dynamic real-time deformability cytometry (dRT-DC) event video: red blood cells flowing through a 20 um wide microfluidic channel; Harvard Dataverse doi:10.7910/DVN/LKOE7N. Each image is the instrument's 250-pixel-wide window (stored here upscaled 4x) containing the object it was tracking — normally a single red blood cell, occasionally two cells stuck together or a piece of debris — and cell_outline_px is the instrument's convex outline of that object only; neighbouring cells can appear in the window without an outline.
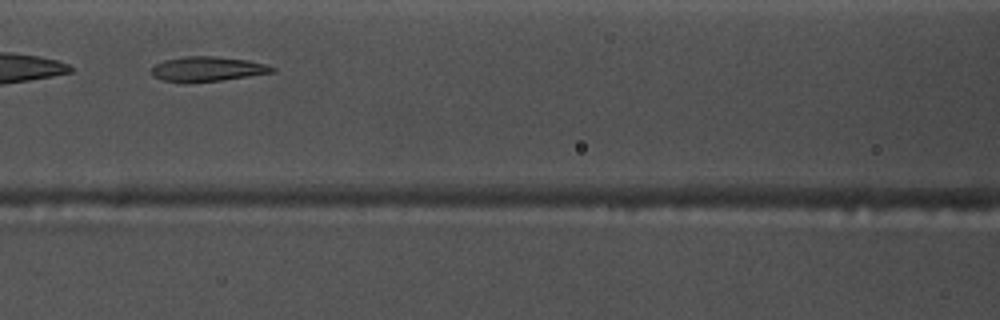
{"species": "common noctule bat (a hibernating species)", "species_latin": "Nyctalus noctula", "temperature_condition": "warm", "stored_images_in_passage": 28, "camera_frame_rate_fps": 3000, "um_per_image_px": 0.085, "animal": {"sex": "male", "body_mass_g": 17.5, "forearm_length_mm": 52.3}, "frame": {"image": 1, "passage_image": 9, "time_ms": 2.667, "image_size_px": [1000, 320], "cell_outline_px": [[276, 72], [220, 80], [164, 80], [152, 76], [152, 68], [156, 64], [164, 60], [188, 56], [216, 56], [248, 60], [268, 64], [276, 68]], "centroid_in_image_um": [17.72, 5.82], "position_along_channel_um": 148.9, "area_um2": 16.82}}
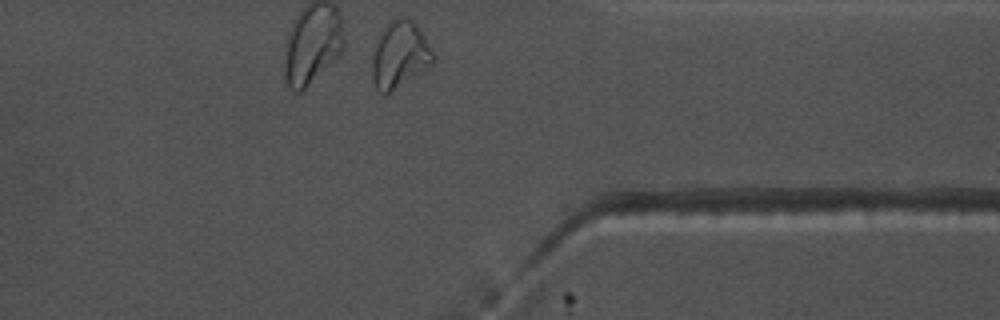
{"frame": {"image": 2, "passage_image": 28, "time_ms": 9.0, "image_size_px": [1000, 320], "cell_outline_px": [[432, 60], [428, 64], [384, 96], [376, 88], [372, 80], [372, 60], [376, 44], [380, 32], [388, 20], [400, 16], [408, 16], [416, 24], [432, 52]], "centroid_in_image_um": [33.89, 4.59], "position_along_channel_um": 377.5, "area_um2": 22.83}, "authors_computed_cell_mechanics": {"area_um2": 17.4556, "velocity_mm_per_s": 3.7493, "shape_relaxation_time_tau1_ms": 6.1092, "shape_relaxation_time_tau2_ms": 1.6149, "deformation_change_tau1": 0.2247, "deformation_change_tau2": 0.0997}}